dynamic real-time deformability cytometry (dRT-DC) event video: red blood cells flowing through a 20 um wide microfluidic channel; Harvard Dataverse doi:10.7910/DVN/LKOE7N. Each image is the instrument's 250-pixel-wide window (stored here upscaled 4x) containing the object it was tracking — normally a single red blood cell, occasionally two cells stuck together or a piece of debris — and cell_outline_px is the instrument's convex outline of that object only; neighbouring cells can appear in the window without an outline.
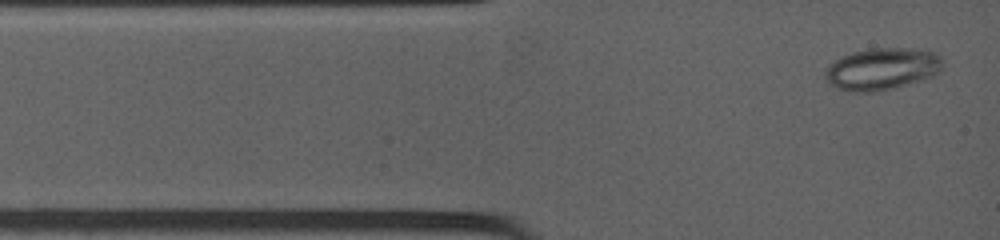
{"species": "common noctule bat (a hibernating species)", "species_latin": "Nyctalus noctula", "temperature_condition": "warm", "stored_images_in_passage": 28, "camera_frame_rate_fps": 4500, "um_per_image_px": 0.085, "animal": {"sex": "female", "body_mass_g": 19.0, "forearm_length_mm": 53.3}, "frame": {"image": 1, "passage_image": 1, "time_ms": 0.0, "image_size_px": [1000, 240], "cell_outline_px": [[944, 60], [940, 72], [924, 80], [876, 92], [848, 92], [828, 84], [824, 76], [824, 72], [828, 64], [852, 52], [872, 48], [912, 48], [936, 52]], "centroid_in_image_um": [74.98, 5.86], "position_along_channel_um": 10.0, "area_um2": 29.13}}
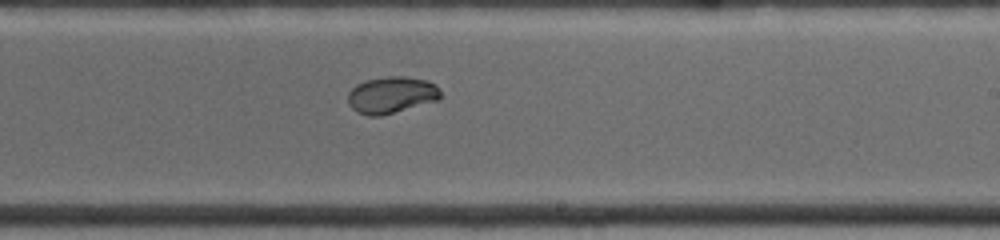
{"frame": {"image": 2, "passage_image": 16, "time_ms": 7.111, "image_size_px": [1000, 240], "cell_outline_px": [[440, 100], [380, 116], [368, 116], [356, 112], [348, 104], [348, 92], [356, 84], [368, 80], [388, 76], [408, 76], [428, 80], [436, 84], [440, 92]], "centroid_in_image_um": [33.28, 8.07], "position_along_channel_um": 255.7, "area_um2": 20.0}}
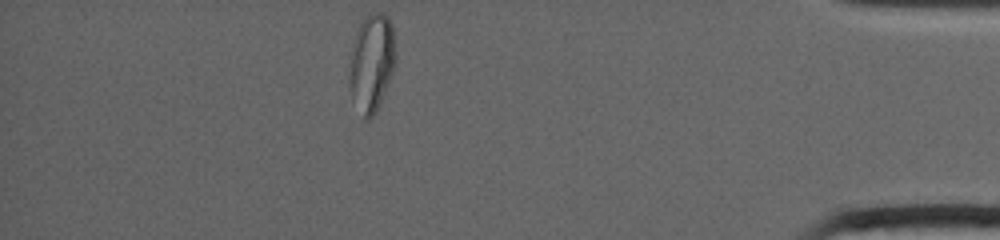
{"frame": {"image": 3, "passage_image": 28, "time_ms": 12.222, "image_size_px": [1000, 240], "cell_outline_px": [[396, 60], [392, 72], [380, 104], [376, 112], [368, 120], [364, 120], [348, 88], [348, 56], [356, 32], [360, 24], [368, 12], [380, 12], [388, 16], [392, 24], [396, 56]], "centroid_in_image_um": [31.56, 5.31], "position_along_channel_um": 403.6, "area_um2": 26.88}}